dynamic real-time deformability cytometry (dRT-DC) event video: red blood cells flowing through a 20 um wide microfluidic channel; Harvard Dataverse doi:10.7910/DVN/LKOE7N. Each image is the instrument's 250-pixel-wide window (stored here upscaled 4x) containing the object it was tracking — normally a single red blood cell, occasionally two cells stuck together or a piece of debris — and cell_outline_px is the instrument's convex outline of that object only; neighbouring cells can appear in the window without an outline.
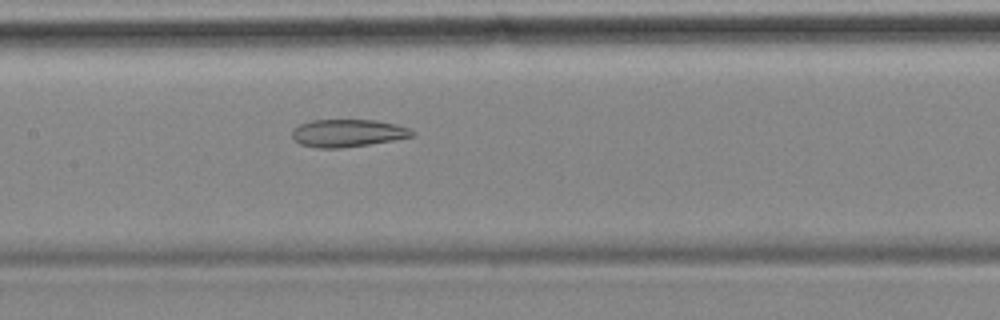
{"species": "common noctule bat (a hibernating species)", "species_latin": "Nyctalus noctula", "temperature_condition": "cold", "stored_images_in_passage": 41, "camera_frame_rate_fps": 3000, "um_per_image_px": 0.085, "animal": {"sex": "female", "body_mass_g": 18.4}, "frame": {"image": 1, "passage_image": 13, "time_ms": 4.0, "image_size_px": [1000, 320], "cell_outline_px": [[416, 136], [368, 144], [340, 148], [316, 148], [300, 144], [292, 136], [292, 132], [300, 124], [312, 120], [376, 120], [396, 124], [408, 128], [416, 132]], "centroid_in_image_um": [29.59, 11.31], "position_along_channel_um": 177.8, "area_um2": 19.19}}
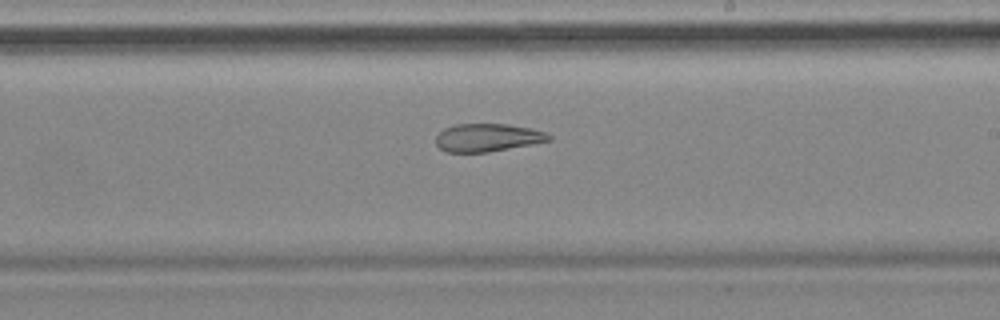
{"frame": {"image": 2, "passage_image": 19, "time_ms": 6.0, "image_size_px": [1000, 320], "cell_outline_px": [[552, 140], [488, 152], [444, 152], [436, 144], [436, 136], [444, 128], [456, 124], [508, 124], [532, 128], [544, 132], [552, 136]], "centroid_in_image_um": [41.43, 11.69], "position_along_channel_um": 247.6, "area_um2": 18.38}}
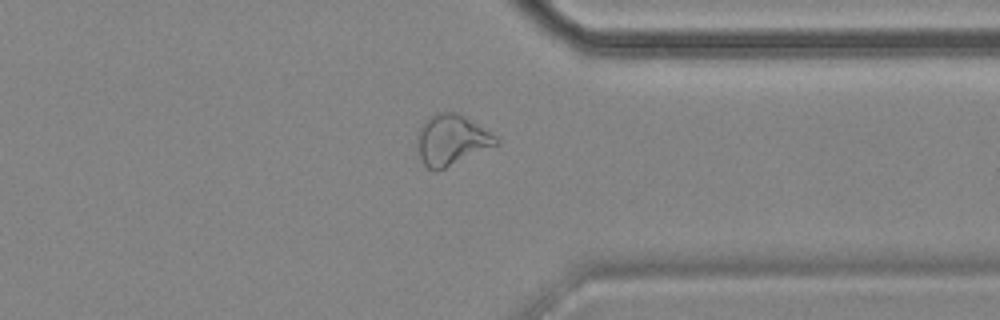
{"frame": {"image": 3, "passage_image": 30, "time_ms": 9.667, "image_size_px": [1000, 320], "cell_outline_px": [[500, 144], [436, 172], [428, 168], [424, 164], [420, 156], [416, 144], [416, 136], [420, 128], [432, 116], [440, 112], [456, 112], [464, 116], [496, 136], [500, 140]], "centroid_in_image_um": [38.39, 11.92], "position_along_channel_um": 373.0, "area_um2": 23.0}, "authors_computed_cell_mechanics": {"area_um2": 21.386, "velocity_mm_per_s": 3.5006, "shape_relaxation_time_tau1_ms": null, "shape_relaxation_time_tau2_ms": 4.024, "deformation_change_tau1": null, "deformation_change_tau2": 0.1258}}